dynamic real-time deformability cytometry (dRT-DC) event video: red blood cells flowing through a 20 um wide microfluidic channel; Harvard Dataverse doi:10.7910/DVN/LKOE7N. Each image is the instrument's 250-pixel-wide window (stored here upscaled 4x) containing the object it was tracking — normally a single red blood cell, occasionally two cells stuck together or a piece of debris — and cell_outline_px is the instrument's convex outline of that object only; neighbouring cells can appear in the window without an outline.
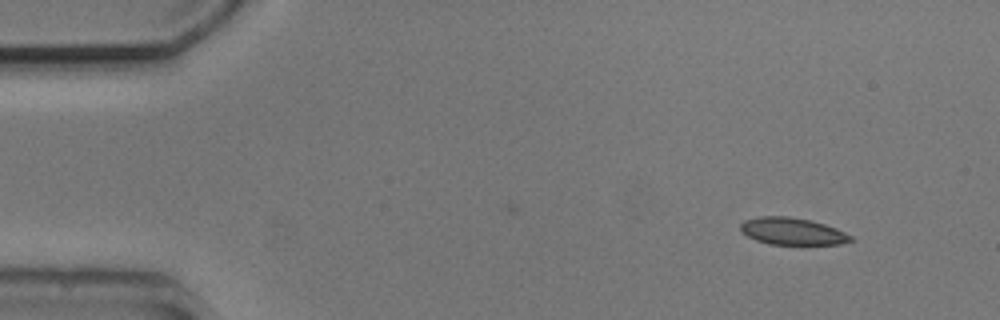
{"species": "common noctule bat (a hibernating species)", "species_latin": "Nyctalus noctula", "temperature_condition": "cold", "stored_images_in_passage": 5, "camera_frame_rate_fps": 3000, "um_per_image_px": 0.085, "animal": {"sex": "male", "body_mass_g": 20.5, "forearm_length_mm": 52.5}, "frame": {"image": 1, "passage_image": 1, "time_ms": 0.0, "image_size_px": [1000, 320], "cell_outline_px": [[856, 240], [840, 244], [772, 244], [756, 240], [740, 232], [740, 224], [744, 220], [760, 216], [788, 216], [812, 220], [836, 228], [852, 236]], "centroid_in_image_um": [67.35, 19.65], "position_along_channel_um": 17.6, "area_um2": 17.46}}
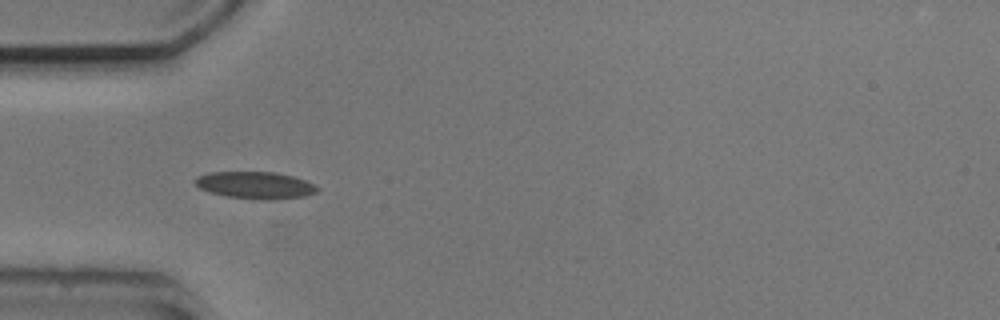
{"frame": {"image": 2, "passage_image": 4, "time_ms": 3.667, "image_size_px": [1000, 320], "cell_outline_px": [[320, 188], [316, 192], [304, 196], [268, 200], [260, 200], [228, 196], [212, 192], [200, 188], [192, 180], [196, 176], [208, 172], [276, 172], [292, 176], [304, 180]], "centroid_in_image_um": [21.67, 15.73], "position_along_channel_um": 63.3, "area_um2": 19.13}}